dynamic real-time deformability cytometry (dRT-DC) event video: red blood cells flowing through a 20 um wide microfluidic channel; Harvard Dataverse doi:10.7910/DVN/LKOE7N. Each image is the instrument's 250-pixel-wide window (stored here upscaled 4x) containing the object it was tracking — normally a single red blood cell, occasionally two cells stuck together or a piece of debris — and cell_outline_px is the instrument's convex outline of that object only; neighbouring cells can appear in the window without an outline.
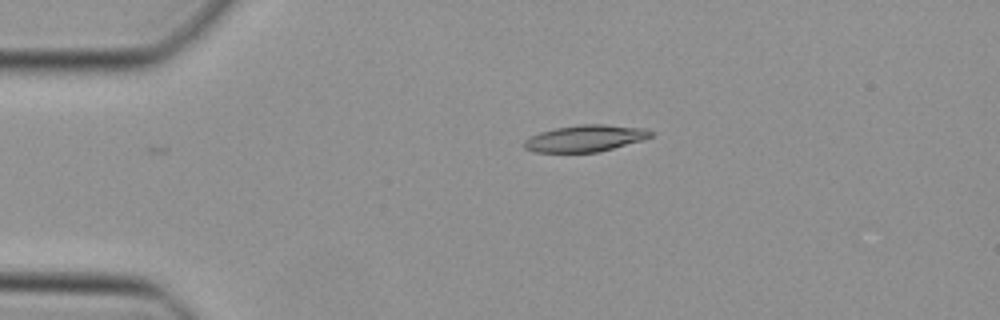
{"species": "Egyptian fruit bat (a non-hibernating species)", "species_latin": "Rousettus aegyptiacus", "temperature_condition": "cold", "stored_images_in_passage": 25, "camera_frame_rate_fps": 3000, "um_per_image_px": 0.085, "animal": {"sex": "female"}, "frame": {"image": 1, "passage_image": 1, "time_ms": 0.0, "image_size_px": [1000, 320], "cell_outline_px": [[656, 132], [652, 136], [644, 140], [600, 152], [532, 152], [524, 148], [524, 140], [528, 136], [540, 132], [556, 128], [580, 124], [604, 124], [644, 128]], "centroid_in_image_um": [49.77, 11.76], "position_along_channel_um": 35.2, "area_um2": 19.94}}
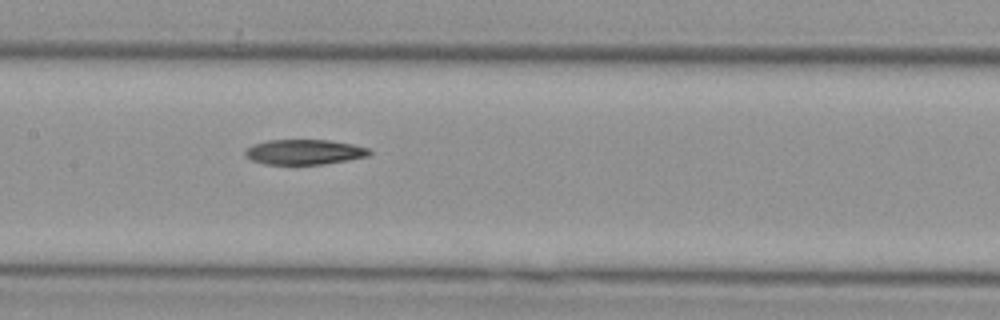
{"frame": {"image": 2, "passage_image": 14, "time_ms": 4.333, "image_size_px": [1000, 320], "cell_outline_px": [[372, 152], [368, 156], [348, 160], [324, 164], [264, 164], [252, 160], [244, 156], [244, 152], [252, 144], [268, 140], [328, 140], [352, 144], [368, 148]], "centroid_in_image_um": [25.85, 12.92], "position_along_channel_um": 181.6, "area_um2": 18.15}}
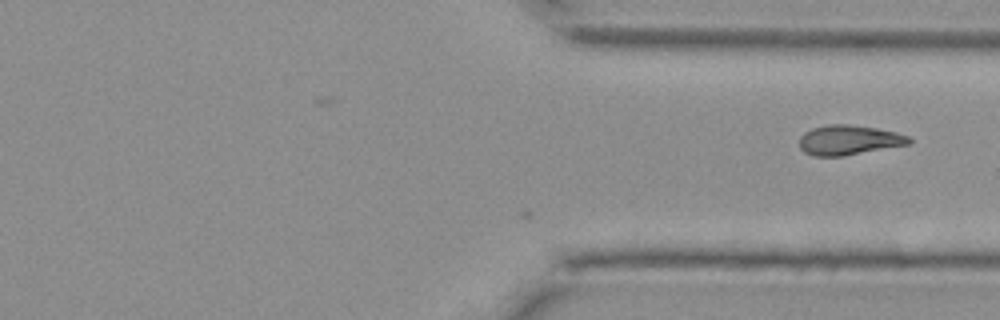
{"frame": {"image": 3, "passage_image": 25, "time_ms": 8.0, "image_size_px": [1000, 320], "cell_outline_px": [[912, 144], [844, 156], [812, 156], [804, 152], [800, 148], [800, 136], [804, 132], [812, 128], [828, 124], [848, 124], [876, 128], [896, 132], [908, 136], [912, 140]], "centroid_in_image_um": [72.16, 11.91], "position_along_channel_um": 339.2, "area_um2": 19.25}}